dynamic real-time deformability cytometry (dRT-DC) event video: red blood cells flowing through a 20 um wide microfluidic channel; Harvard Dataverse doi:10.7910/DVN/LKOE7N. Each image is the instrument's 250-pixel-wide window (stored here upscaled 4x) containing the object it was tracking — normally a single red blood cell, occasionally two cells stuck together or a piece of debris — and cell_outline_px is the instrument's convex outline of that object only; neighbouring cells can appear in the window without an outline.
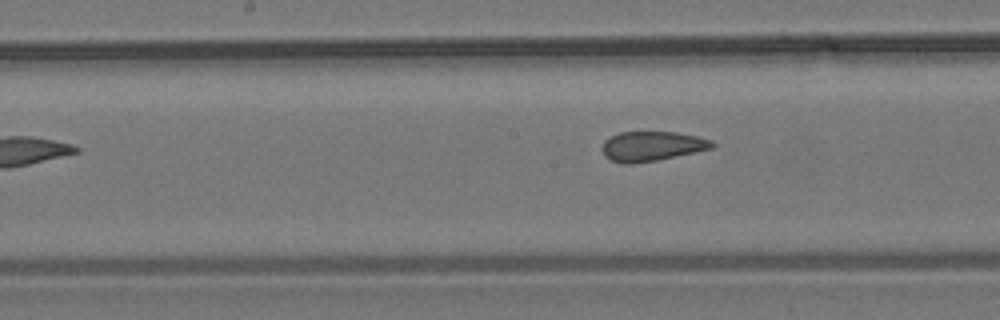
{"species": "common noctule bat (a hibernating species)", "species_latin": "Nyctalus noctula", "temperature_condition": "room temperature", "stored_images_in_passage": 10, "camera_frame_rate_fps": 3000, "um_per_image_px": 0.085, "animal": {"sex": "male", "body_mass_g": 19.2, "forearm_length_mm": 51.8}, "frame": {"image": 1, "passage_image": 10, "time_ms": 11.333, "image_size_px": [1000, 320], "cell_outline_px": [[716, 144], [712, 148], [656, 160], [632, 164], [628, 164], [612, 160], [604, 156], [604, 140], [620, 132], [676, 132], [696, 136], [712, 140]], "centroid_in_image_um": [55.43, 12.42], "position_along_channel_um": 192.8, "area_um2": 18.67}}